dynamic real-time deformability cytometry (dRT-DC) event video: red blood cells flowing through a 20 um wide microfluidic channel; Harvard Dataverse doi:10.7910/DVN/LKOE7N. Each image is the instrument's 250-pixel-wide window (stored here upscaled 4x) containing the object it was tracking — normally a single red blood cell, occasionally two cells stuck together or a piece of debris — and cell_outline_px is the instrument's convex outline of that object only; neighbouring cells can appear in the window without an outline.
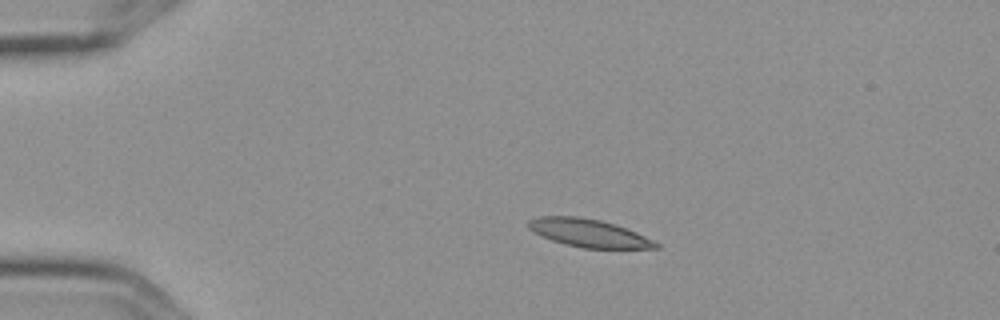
{"species": "Egyptian fruit bat (a non-hibernating species)", "species_latin": "Rousettus aegyptiacus", "temperature_condition": "cold", "stored_images_in_passage": 11, "camera_frame_rate_fps": 3000, "um_per_image_px": 0.085, "frame": {"image": 1, "passage_image": 3, "time_ms": 0.667, "image_size_px": [1000, 320], "cell_outline_px": [[660, 248], [584, 248], [564, 244], [552, 240], [528, 228], [528, 220], [540, 216], [576, 216], [600, 220], [616, 224], [636, 232], [660, 244]], "centroid_in_image_um": [50.05, 19.8], "position_along_channel_um": 34.9, "area_um2": 20.52}}
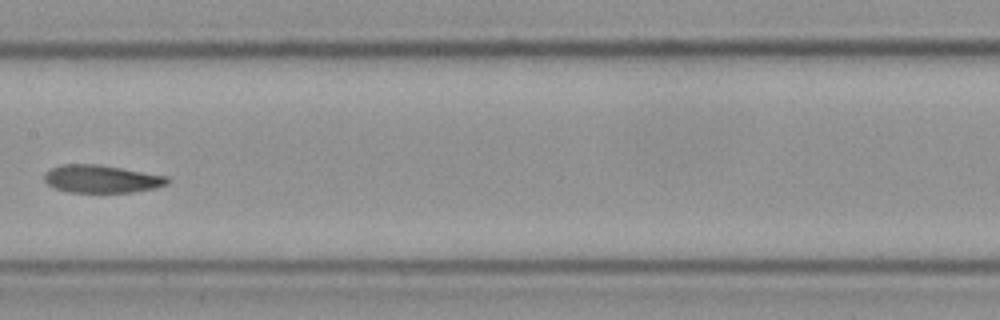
{"frame": {"image": 2, "passage_image": 8, "time_ms": 2.333, "image_size_px": [1000, 320], "cell_outline_px": [[168, 184], [156, 188], [132, 192], [68, 192], [56, 188], [48, 184], [44, 180], [44, 172], [52, 168], [64, 164], [96, 164], [168, 176]], "centroid_in_image_um": [8.63, 15.21], "position_along_channel_um": 198.8, "area_um2": 19.77}}
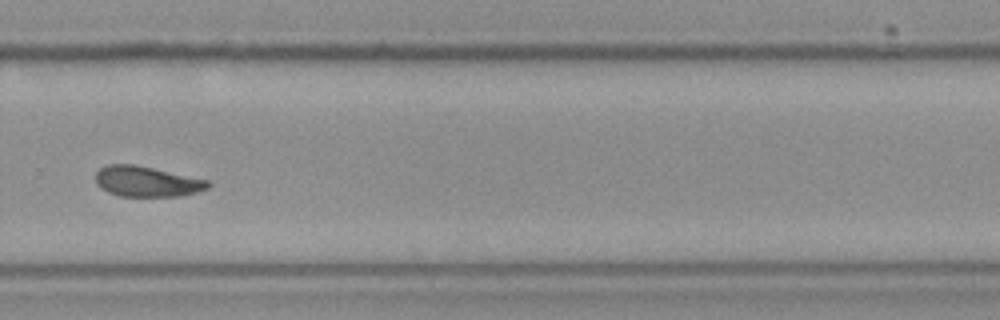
{"frame": {"image": 3, "passage_image": 11, "time_ms": 3.333, "image_size_px": [1000, 320], "cell_outline_px": [[212, 184], [208, 188], [196, 192], [180, 196], [120, 196], [108, 192], [100, 188], [96, 184], [96, 172], [100, 168], [108, 164], [136, 164], [208, 180]], "centroid_in_image_um": [12.46, 15.42], "position_along_channel_um": 317.3, "area_um2": 20.0}}